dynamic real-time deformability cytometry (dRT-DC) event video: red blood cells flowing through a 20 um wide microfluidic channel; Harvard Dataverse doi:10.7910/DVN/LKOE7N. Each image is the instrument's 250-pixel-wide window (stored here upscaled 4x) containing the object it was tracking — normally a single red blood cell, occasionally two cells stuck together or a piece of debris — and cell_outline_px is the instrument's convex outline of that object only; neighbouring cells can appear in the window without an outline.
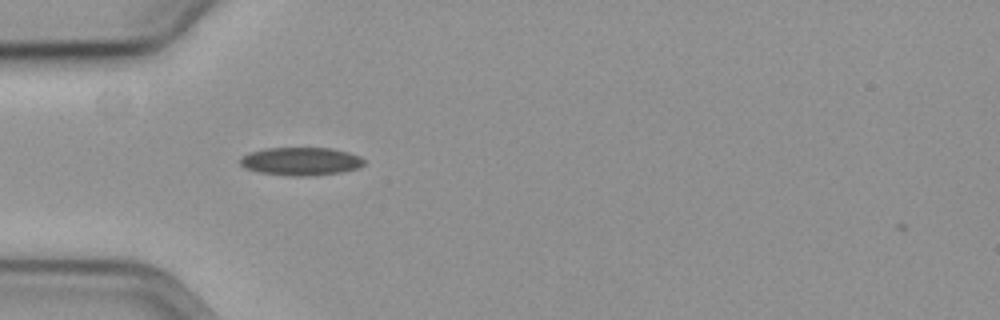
{"species": "common noctule bat (a hibernating species)", "species_latin": "Nyctalus noctula", "temperature_condition": "cold", "stored_images_in_passage": 2, "camera_frame_rate_fps": 3000, "um_per_image_px": 0.085, "animal": {"sex": "female", "body_mass_g": 19.3, "forearm_length_mm": 54.1}, "frame": {"image": 1, "passage_image": 1, "time_ms": 0.0, "image_size_px": [1000, 320], "cell_outline_px": [[364, 164], [360, 168], [344, 172], [312, 176], [288, 176], [260, 172], [244, 168], [240, 164], [240, 160], [248, 152], [264, 148], [332, 148], [348, 152], [360, 156], [364, 160]], "centroid_in_image_um": [25.6, 13.72], "position_along_channel_um": 59.4, "area_um2": 20.52}}